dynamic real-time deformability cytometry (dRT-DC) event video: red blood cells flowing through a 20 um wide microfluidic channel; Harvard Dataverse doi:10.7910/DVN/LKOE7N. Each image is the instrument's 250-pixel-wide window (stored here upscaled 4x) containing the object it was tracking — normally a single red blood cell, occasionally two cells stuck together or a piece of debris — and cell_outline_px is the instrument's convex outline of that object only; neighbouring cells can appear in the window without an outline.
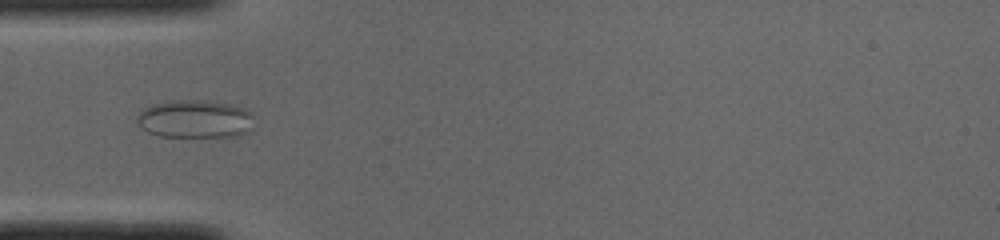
{"species": "common noctule bat (a hibernating species)", "species_latin": "Nyctalus noctula", "temperature_condition": "cold", "stored_images_in_passage": 49, "camera_frame_rate_fps": 3000, "um_per_image_px": 0.085, "animal": {"sex": "male", "body_mass_g": 19.0, "forearm_length_mm": 50.8}, "frame": {"image": 1, "passage_image": 14, "time_ms": 4.333, "image_size_px": [1000, 240], "cell_outline_px": [[252, 128], [236, 136], [160, 136], [148, 132], [140, 128], [136, 124], [136, 120], [140, 108], [152, 104], [176, 100], [208, 100], [232, 104], [244, 108], [252, 112]], "centroid_in_image_um": [16.53, 10.09], "position_along_channel_um": 68.5, "area_um2": 26.18}}
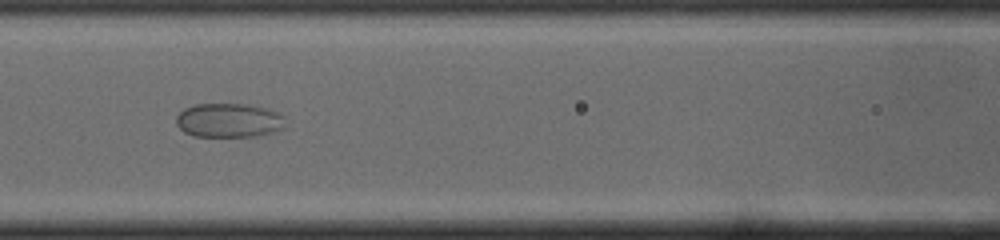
{"frame": {"image": 2, "passage_image": 20, "time_ms": 6.333, "image_size_px": [1000, 240], "cell_outline_px": [[284, 128], [272, 132], [256, 136], [192, 136], [184, 132], [176, 124], [176, 116], [184, 108], [196, 104], [244, 104], [264, 108], [276, 112], [284, 116]], "centroid_in_image_um": [19.42, 10.23], "position_along_channel_um": 147.2, "area_um2": 21.62}}
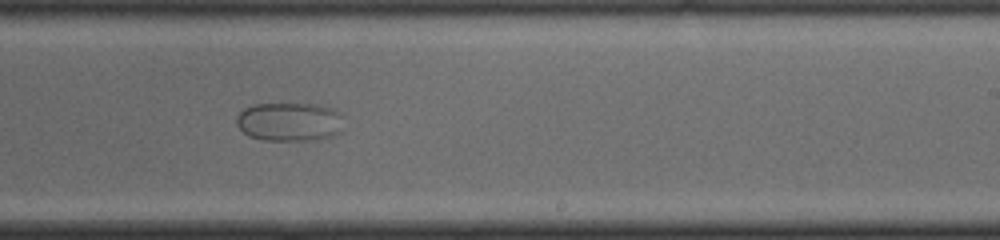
{"frame": {"image": 3, "passage_image": 29, "time_ms": 9.333, "image_size_px": [1000, 240], "cell_outline_px": [[340, 132], [332, 136], [316, 140], [260, 140], [248, 136], [236, 124], [236, 116], [244, 108], [252, 104], [320, 104], [332, 108], [340, 112]], "centroid_in_image_um": [24.57, 10.35], "position_along_channel_um": 264.4, "area_um2": 24.33}}